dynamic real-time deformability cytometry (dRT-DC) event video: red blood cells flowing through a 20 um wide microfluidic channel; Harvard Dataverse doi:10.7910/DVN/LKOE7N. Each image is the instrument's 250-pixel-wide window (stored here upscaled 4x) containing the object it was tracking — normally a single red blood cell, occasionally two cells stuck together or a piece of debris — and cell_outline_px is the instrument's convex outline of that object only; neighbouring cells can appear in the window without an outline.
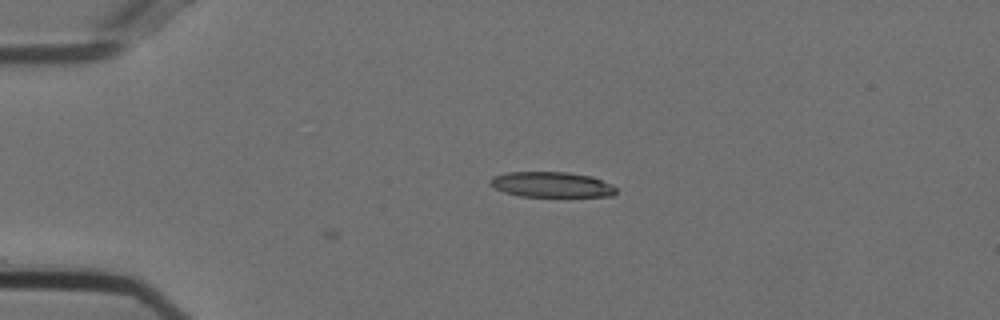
{"species": "Egyptian fruit bat (a non-hibernating species)", "species_latin": "Rousettus aegyptiacus", "temperature_condition": "cold", "stored_images_in_passage": 2, "camera_frame_rate_fps": 3000, "um_per_image_px": 0.085, "animal": {"sex": "female"}, "frame": {"image": 1, "passage_image": 2, "time_ms": 0.333, "image_size_px": [1000, 320], "cell_outline_px": [[616, 192], [612, 196], [520, 196], [504, 192], [488, 184], [488, 180], [492, 176], [508, 172], [568, 172], [592, 176], [612, 184], [616, 188]], "centroid_in_image_um": [46.86, 15.68], "position_along_channel_um": 38.1, "area_um2": 18.67}}